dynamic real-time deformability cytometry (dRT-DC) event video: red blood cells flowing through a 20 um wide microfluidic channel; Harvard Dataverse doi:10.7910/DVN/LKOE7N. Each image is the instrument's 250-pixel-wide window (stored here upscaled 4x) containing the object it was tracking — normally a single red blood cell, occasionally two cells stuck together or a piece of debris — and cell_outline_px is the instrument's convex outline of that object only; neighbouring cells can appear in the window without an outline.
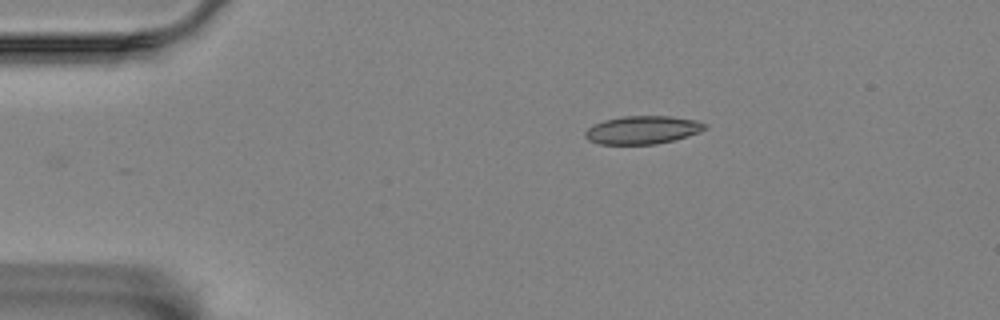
{"species": "Egyptian fruit bat (a non-hibernating species)", "species_latin": "Rousettus aegyptiacus", "temperature_condition": "room temperature", "stored_images_in_passage": 38, "camera_frame_rate_fps": 3000, "um_per_image_px": 0.085, "animal": {"sex": "female"}, "frame": {"image": 1, "passage_image": 1, "time_ms": 0.0, "image_size_px": [1000, 320], "cell_outline_px": [[704, 128], [700, 132], [672, 140], [656, 144], [600, 144], [588, 140], [584, 136], [584, 132], [588, 128], [604, 120], [624, 116], [672, 116], [696, 120], [704, 124]], "centroid_in_image_um": [54.58, 11.04], "position_along_channel_um": 30.4, "area_um2": 19.36}}
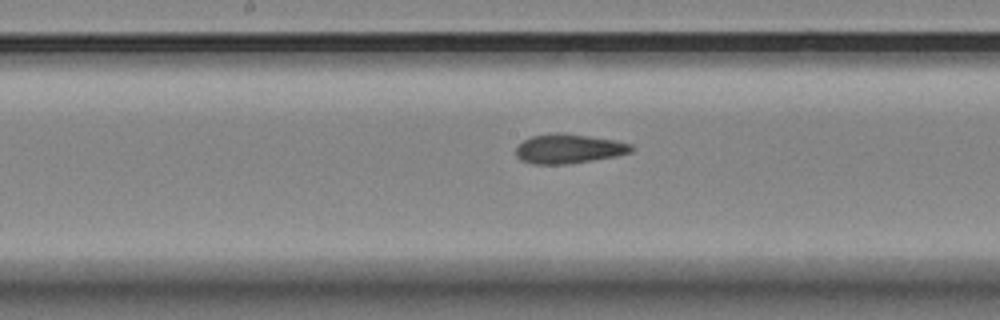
{"frame": {"image": 2, "passage_image": 20, "time_ms": 6.333, "image_size_px": [1000, 320], "cell_outline_px": [[636, 148], [632, 152], [616, 156], [568, 164], [532, 164], [520, 160], [516, 156], [516, 148], [524, 140], [532, 136], [556, 132], [564, 132], [616, 140], [632, 144]], "centroid_in_image_um": [48.37, 12.64], "position_along_channel_um": 199.8, "area_um2": 20.0}}
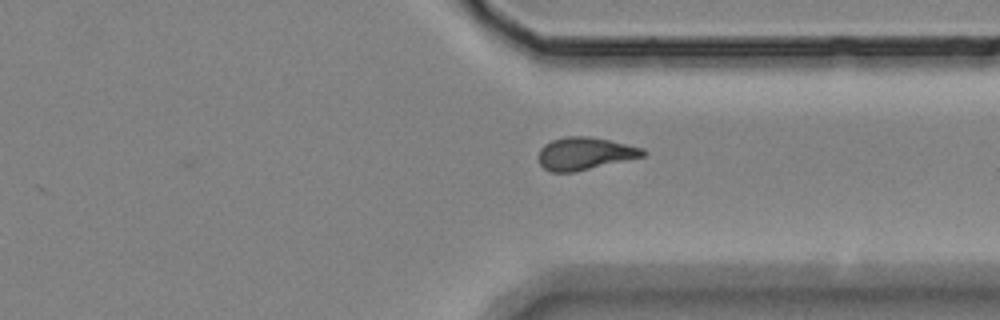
{"frame": {"image": 3, "passage_image": 34, "time_ms": 11.0, "image_size_px": [1000, 320], "cell_outline_px": [[648, 152], [644, 156], [572, 172], [552, 172], [544, 168], [540, 164], [540, 148], [544, 144], [552, 140], [564, 136], [592, 136], [644, 148]], "centroid_in_image_um": [49.72, 13.03], "position_along_channel_um": 361.7, "area_um2": 19.65}, "authors_computed_cell_mechanics": {"area_um2": 19.6809, "velocity_mm_per_s": 3.4692, "shape_relaxation_time_tau1_ms": null, "shape_relaxation_time_tau2_ms": 2.3277, "deformation_change_tau1": null, "deformation_change_tau2": 0.0905}}